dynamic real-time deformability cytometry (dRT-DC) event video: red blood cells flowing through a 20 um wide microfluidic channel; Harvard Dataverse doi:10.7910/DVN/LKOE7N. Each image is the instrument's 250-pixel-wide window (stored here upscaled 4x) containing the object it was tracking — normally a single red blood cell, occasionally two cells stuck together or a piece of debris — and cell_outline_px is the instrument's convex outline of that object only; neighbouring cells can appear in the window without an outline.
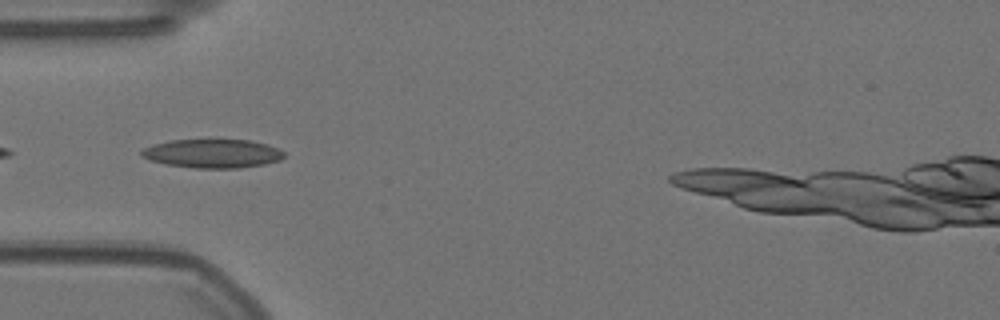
{"species": "Egyptian fruit bat (a non-hibernating species)", "species_latin": "Rousettus aegyptiacus", "temperature_condition": "warm", "stored_images_in_passage": 37, "camera_frame_rate_fps": 3000, "um_per_image_px": 0.085, "animal": {"sex": "female"}, "frame": {"image": 1, "passage_image": 2, "time_ms": 0.333, "image_size_px": [1000, 320], "cell_outline_px": [[284, 156], [280, 160], [264, 164], [240, 168], [196, 168], [164, 164], [148, 160], [140, 156], [140, 152], [144, 148], [156, 144], [172, 140], [208, 136], [252, 140], [268, 144], [284, 152]], "centroid_in_image_um": [18.05, 13.0], "position_along_channel_um": 66.9, "area_um2": 25.03}}
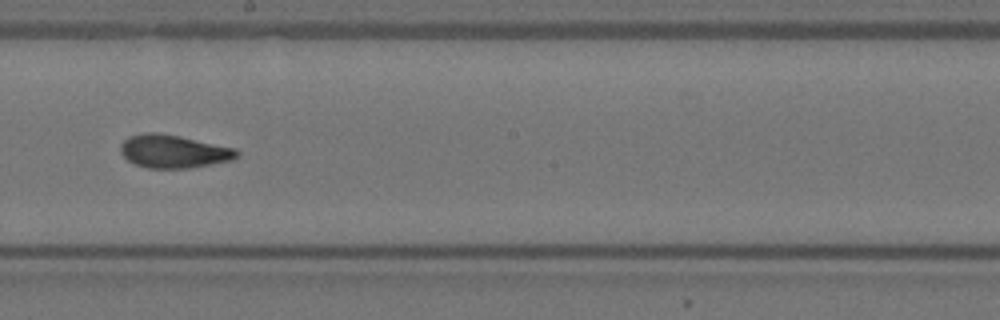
{"frame": {"image": 2, "passage_image": 16, "time_ms": 5.0, "image_size_px": [1000, 320], "cell_outline_px": [[240, 152], [232, 160], [188, 168], [148, 168], [136, 164], [128, 160], [120, 152], [120, 144], [128, 136], [144, 132], [156, 132], [180, 136], [236, 148]], "centroid_in_image_um": [14.73, 12.85], "position_along_channel_um": 233.5, "area_um2": 22.43}}
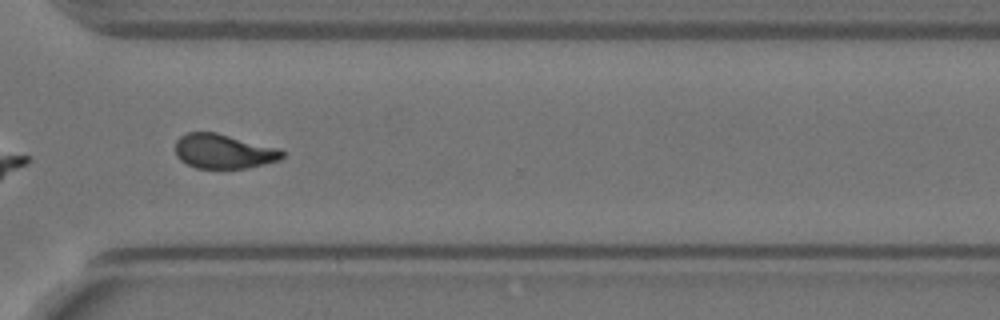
{"frame": {"image": 3, "passage_image": 26, "time_ms": 8.333, "image_size_px": [1000, 320], "cell_outline_px": [[284, 156], [280, 160], [248, 168], [196, 168], [180, 160], [176, 156], [176, 140], [180, 136], [188, 132], [216, 132], [280, 148], [284, 152]], "centroid_in_image_um": [19.02, 12.86], "position_along_channel_um": 351.6, "area_um2": 21.62}}